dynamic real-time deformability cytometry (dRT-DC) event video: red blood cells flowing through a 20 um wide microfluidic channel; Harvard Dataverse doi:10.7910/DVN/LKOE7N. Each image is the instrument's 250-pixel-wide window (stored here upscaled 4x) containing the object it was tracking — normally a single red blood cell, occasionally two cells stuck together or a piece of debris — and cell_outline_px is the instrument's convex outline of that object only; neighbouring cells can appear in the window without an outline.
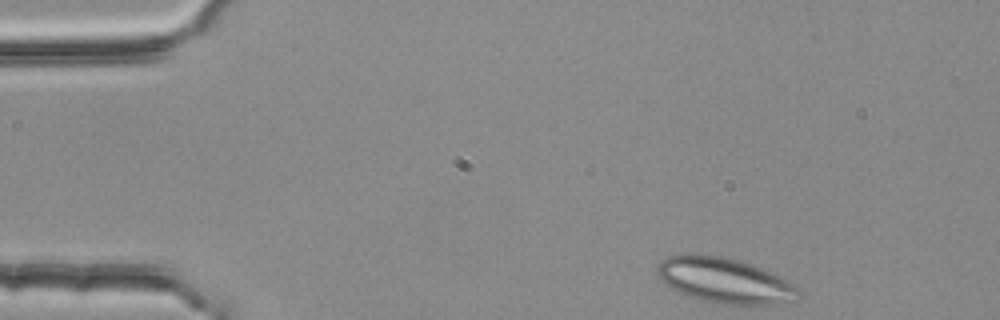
{"species": "common noctule bat (a hibernating species)", "species_latin": "Nyctalus noctula", "temperature_condition": "room temperature", "stored_images_in_passage": 10, "camera_frame_rate_fps": 3000, "um_per_image_px": 0.085, "animal": {"sex": "female", "body_mass_g": 25.1}, "frame": {"image": 1, "passage_image": 1, "time_ms": 0.0, "image_size_px": [1000, 320], "cell_outline_px": [[800, 300], [772, 304], [716, 304], [688, 296], [664, 284], [660, 280], [656, 272], [656, 268], [660, 260], [668, 256], [692, 252], [720, 256], [740, 260], [764, 268], [788, 280], [800, 288]], "centroid_in_image_um": [61.6, 23.82], "position_along_channel_um": 23.4, "area_um2": 38.03}}